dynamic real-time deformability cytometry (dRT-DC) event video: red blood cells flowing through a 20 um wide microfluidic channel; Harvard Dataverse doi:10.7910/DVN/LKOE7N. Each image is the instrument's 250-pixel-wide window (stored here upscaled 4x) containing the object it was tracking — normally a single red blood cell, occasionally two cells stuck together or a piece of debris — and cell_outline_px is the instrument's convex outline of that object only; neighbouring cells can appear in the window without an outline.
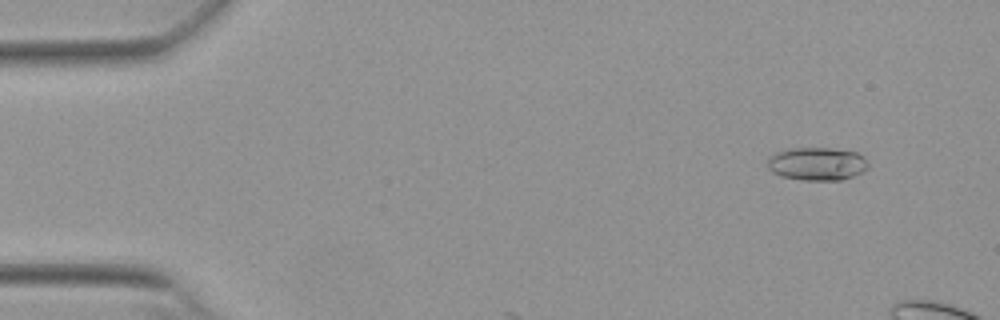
{"species": "Egyptian fruit bat (a non-hibernating species)", "species_latin": "Rousettus aegyptiacus", "temperature_condition": "warm", "stored_images_in_passage": 10, "camera_frame_rate_fps": 3000, "um_per_image_px": 0.085, "animal": {"sex": "female"}, "frame": {"image": 1, "passage_image": 5, "time_ms": 1.333, "image_size_px": [1000, 320], "cell_outline_px": [[868, 168], [852, 176], [840, 180], [800, 180], [780, 176], [772, 172], [768, 168], [768, 156], [776, 152], [792, 148], [832, 148], [856, 152], [864, 156], [868, 164]], "centroid_in_image_um": [69.42, 13.92], "position_along_channel_um": 15.6, "area_um2": 19.48}}